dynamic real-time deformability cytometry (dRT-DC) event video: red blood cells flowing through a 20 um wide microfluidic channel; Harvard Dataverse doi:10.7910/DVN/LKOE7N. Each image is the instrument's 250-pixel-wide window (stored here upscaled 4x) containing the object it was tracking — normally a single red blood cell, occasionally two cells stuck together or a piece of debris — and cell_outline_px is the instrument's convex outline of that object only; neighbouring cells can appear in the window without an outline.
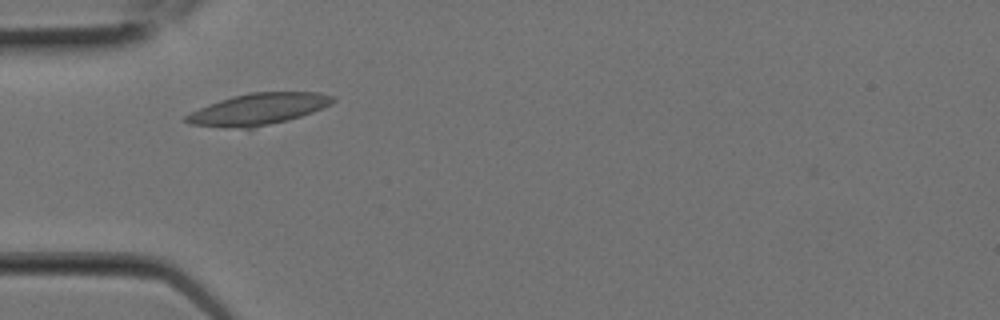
{"species": "Egyptian fruit bat (a non-hibernating species)", "species_latin": "Rousettus aegyptiacus", "temperature_condition": "room temperature", "stored_images_in_passage": 3, "camera_frame_rate_fps": 3000, "um_per_image_px": 0.085, "animal": {"sex": "female"}, "frame": {"image": 1, "passage_image": 3, "time_ms": 0.667, "image_size_px": [1000, 320], "cell_outline_px": [[336, 100], [332, 104], [312, 112], [288, 120], [252, 128], [224, 128], [188, 124], [184, 120], [184, 116], [200, 108], [220, 100], [232, 96], [248, 92], [320, 92], [336, 96]], "centroid_in_image_um": [21.97, 9.27], "position_along_channel_um": 63.0, "area_um2": 27.05}}